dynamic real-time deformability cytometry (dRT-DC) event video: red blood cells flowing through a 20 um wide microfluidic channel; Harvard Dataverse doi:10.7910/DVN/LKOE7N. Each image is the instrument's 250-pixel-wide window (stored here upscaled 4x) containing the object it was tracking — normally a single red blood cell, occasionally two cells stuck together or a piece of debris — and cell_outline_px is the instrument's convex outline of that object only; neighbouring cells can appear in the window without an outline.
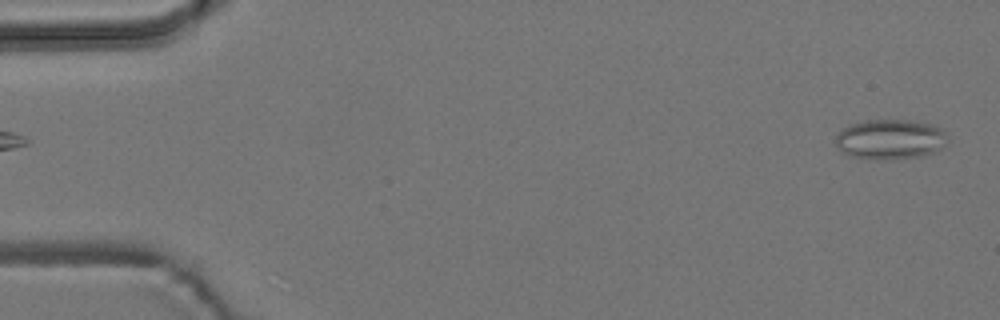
{"species": "common noctule bat (a hibernating species)", "species_latin": "Nyctalus noctula", "temperature_condition": "room temperature", "stored_images_in_passage": 6, "camera_frame_rate_fps": 3000, "um_per_image_px": 0.085, "animal": {"sex": "male", "body_mass_g": 19.2, "forearm_length_mm": 51.8}, "frame": {"image": 1, "passage_image": 1, "time_ms": 0.0, "image_size_px": [1000, 320], "cell_outline_px": [[948, 140], [936, 152], [920, 156], [888, 160], [876, 160], [848, 156], [840, 152], [836, 148], [836, 132], [848, 124], [868, 120], [916, 120], [932, 124], [948, 132]], "centroid_in_image_um": [75.64, 11.84], "position_along_channel_um": 9.4, "area_um2": 26.82}}